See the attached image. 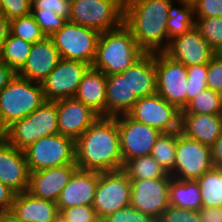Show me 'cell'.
Instances as JSON below:
<instances>
[{
  "label": "cell",
  "mask_w": 222,
  "mask_h": 222,
  "mask_svg": "<svg viewBox=\"0 0 222 222\" xmlns=\"http://www.w3.org/2000/svg\"><path fill=\"white\" fill-rule=\"evenodd\" d=\"M78 169L107 172L123 168L115 117L100 116L76 141Z\"/></svg>",
  "instance_id": "cell-1"
},
{
  "label": "cell",
  "mask_w": 222,
  "mask_h": 222,
  "mask_svg": "<svg viewBox=\"0 0 222 222\" xmlns=\"http://www.w3.org/2000/svg\"><path fill=\"white\" fill-rule=\"evenodd\" d=\"M174 0H125L124 24L145 53L167 48V20Z\"/></svg>",
  "instance_id": "cell-2"
},
{
  "label": "cell",
  "mask_w": 222,
  "mask_h": 222,
  "mask_svg": "<svg viewBox=\"0 0 222 222\" xmlns=\"http://www.w3.org/2000/svg\"><path fill=\"white\" fill-rule=\"evenodd\" d=\"M144 54L131 30L123 23L119 28L100 33L91 67L106 76L120 74Z\"/></svg>",
  "instance_id": "cell-3"
},
{
  "label": "cell",
  "mask_w": 222,
  "mask_h": 222,
  "mask_svg": "<svg viewBox=\"0 0 222 222\" xmlns=\"http://www.w3.org/2000/svg\"><path fill=\"white\" fill-rule=\"evenodd\" d=\"M46 99L41 83L17 74L0 91V134L40 107Z\"/></svg>",
  "instance_id": "cell-4"
},
{
  "label": "cell",
  "mask_w": 222,
  "mask_h": 222,
  "mask_svg": "<svg viewBox=\"0 0 222 222\" xmlns=\"http://www.w3.org/2000/svg\"><path fill=\"white\" fill-rule=\"evenodd\" d=\"M58 133L56 101H46L28 116L15 121L1 135L14 147L24 151L44 136Z\"/></svg>",
  "instance_id": "cell-5"
},
{
  "label": "cell",
  "mask_w": 222,
  "mask_h": 222,
  "mask_svg": "<svg viewBox=\"0 0 222 222\" xmlns=\"http://www.w3.org/2000/svg\"><path fill=\"white\" fill-rule=\"evenodd\" d=\"M125 0H78L71 3L68 21L103 33L124 23Z\"/></svg>",
  "instance_id": "cell-6"
},
{
  "label": "cell",
  "mask_w": 222,
  "mask_h": 222,
  "mask_svg": "<svg viewBox=\"0 0 222 222\" xmlns=\"http://www.w3.org/2000/svg\"><path fill=\"white\" fill-rule=\"evenodd\" d=\"M24 153L29 172L76 163L75 140L59 133L41 137Z\"/></svg>",
  "instance_id": "cell-7"
},
{
  "label": "cell",
  "mask_w": 222,
  "mask_h": 222,
  "mask_svg": "<svg viewBox=\"0 0 222 222\" xmlns=\"http://www.w3.org/2000/svg\"><path fill=\"white\" fill-rule=\"evenodd\" d=\"M100 33L79 24L67 22L54 32L50 38L60 52L61 58L81 61L92 65Z\"/></svg>",
  "instance_id": "cell-8"
},
{
  "label": "cell",
  "mask_w": 222,
  "mask_h": 222,
  "mask_svg": "<svg viewBox=\"0 0 222 222\" xmlns=\"http://www.w3.org/2000/svg\"><path fill=\"white\" fill-rule=\"evenodd\" d=\"M156 93L179 111L187 106V67L164 52H155Z\"/></svg>",
  "instance_id": "cell-9"
},
{
  "label": "cell",
  "mask_w": 222,
  "mask_h": 222,
  "mask_svg": "<svg viewBox=\"0 0 222 222\" xmlns=\"http://www.w3.org/2000/svg\"><path fill=\"white\" fill-rule=\"evenodd\" d=\"M131 204V181L120 169L99 172V178L92 206L102 220L109 214Z\"/></svg>",
  "instance_id": "cell-10"
},
{
  "label": "cell",
  "mask_w": 222,
  "mask_h": 222,
  "mask_svg": "<svg viewBox=\"0 0 222 222\" xmlns=\"http://www.w3.org/2000/svg\"><path fill=\"white\" fill-rule=\"evenodd\" d=\"M213 167L210 146L177 131L175 163L169 174L178 180H196Z\"/></svg>",
  "instance_id": "cell-11"
},
{
  "label": "cell",
  "mask_w": 222,
  "mask_h": 222,
  "mask_svg": "<svg viewBox=\"0 0 222 222\" xmlns=\"http://www.w3.org/2000/svg\"><path fill=\"white\" fill-rule=\"evenodd\" d=\"M180 112L156 93L139 98L128 115L161 133H167L180 131Z\"/></svg>",
  "instance_id": "cell-12"
},
{
  "label": "cell",
  "mask_w": 222,
  "mask_h": 222,
  "mask_svg": "<svg viewBox=\"0 0 222 222\" xmlns=\"http://www.w3.org/2000/svg\"><path fill=\"white\" fill-rule=\"evenodd\" d=\"M123 164L136 157L151 155L161 134L156 128L138 122L128 114L116 116Z\"/></svg>",
  "instance_id": "cell-13"
},
{
  "label": "cell",
  "mask_w": 222,
  "mask_h": 222,
  "mask_svg": "<svg viewBox=\"0 0 222 222\" xmlns=\"http://www.w3.org/2000/svg\"><path fill=\"white\" fill-rule=\"evenodd\" d=\"M172 176L156 179H130L131 181V205L158 220L169 205V185Z\"/></svg>",
  "instance_id": "cell-14"
},
{
  "label": "cell",
  "mask_w": 222,
  "mask_h": 222,
  "mask_svg": "<svg viewBox=\"0 0 222 222\" xmlns=\"http://www.w3.org/2000/svg\"><path fill=\"white\" fill-rule=\"evenodd\" d=\"M89 67L90 65L81 61L61 59L41 83L46 101L74 98Z\"/></svg>",
  "instance_id": "cell-15"
},
{
  "label": "cell",
  "mask_w": 222,
  "mask_h": 222,
  "mask_svg": "<svg viewBox=\"0 0 222 222\" xmlns=\"http://www.w3.org/2000/svg\"><path fill=\"white\" fill-rule=\"evenodd\" d=\"M163 52L186 67L208 64L217 54L195 26L170 41Z\"/></svg>",
  "instance_id": "cell-16"
},
{
  "label": "cell",
  "mask_w": 222,
  "mask_h": 222,
  "mask_svg": "<svg viewBox=\"0 0 222 222\" xmlns=\"http://www.w3.org/2000/svg\"><path fill=\"white\" fill-rule=\"evenodd\" d=\"M58 133L75 141L100 117L75 98L56 101Z\"/></svg>",
  "instance_id": "cell-17"
},
{
  "label": "cell",
  "mask_w": 222,
  "mask_h": 222,
  "mask_svg": "<svg viewBox=\"0 0 222 222\" xmlns=\"http://www.w3.org/2000/svg\"><path fill=\"white\" fill-rule=\"evenodd\" d=\"M29 174L24 151L12 146L0 134V182L19 194L27 191Z\"/></svg>",
  "instance_id": "cell-18"
},
{
  "label": "cell",
  "mask_w": 222,
  "mask_h": 222,
  "mask_svg": "<svg viewBox=\"0 0 222 222\" xmlns=\"http://www.w3.org/2000/svg\"><path fill=\"white\" fill-rule=\"evenodd\" d=\"M77 169V164L72 163L30 172L27 192L35 197L57 202L61 191Z\"/></svg>",
  "instance_id": "cell-19"
},
{
  "label": "cell",
  "mask_w": 222,
  "mask_h": 222,
  "mask_svg": "<svg viewBox=\"0 0 222 222\" xmlns=\"http://www.w3.org/2000/svg\"><path fill=\"white\" fill-rule=\"evenodd\" d=\"M61 59L53 40L45 37L32 44L24 66L16 74L30 81L42 83Z\"/></svg>",
  "instance_id": "cell-20"
},
{
  "label": "cell",
  "mask_w": 222,
  "mask_h": 222,
  "mask_svg": "<svg viewBox=\"0 0 222 222\" xmlns=\"http://www.w3.org/2000/svg\"><path fill=\"white\" fill-rule=\"evenodd\" d=\"M99 178L98 171L77 169L57 200L58 209L92 205Z\"/></svg>",
  "instance_id": "cell-21"
},
{
  "label": "cell",
  "mask_w": 222,
  "mask_h": 222,
  "mask_svg": "<svg viewBox=\"0 0 222 222\" xmlns=\"http://www.w3.org/2000/svg\"><path fill=\"white\" fill-rule=\"evenodd\" d=\"M10 213L23 222H52L59 210L56 202L25 191L15 195Z\"/></svg>",
  "instance_id": "cell-22"
},
{
  "label": "cell",
  "mask_w": 222,
  "mask_h": 222,
  "mask_svg": "<svg viewBox=\"0 0 222 222\" xmlns=\"http://www.w3.org/2000/svg\"><path fill=\"white\" fill-rule=\"evenodd\" d=\"M180 133L211 146L222 134V115L180 114Z\"/></svg>",
  "instance_id": "cell-23"
},
{
  "label": "cell",
  "mask_w": 222,
  "mask_h": 222,
  "mask_svg": "<svg viewBox=\"0 0 222 222\" xmlns=\"http://www.w3.org/2000/svg\"><path fill=\"white\" fill-rule=\"evenodd\" d=\"M106 75L91 66L84 73L74 96L99 116L106 117Z\"/></svg>",
  "instance_id": "cell-24"
},
{
  "label": "cell",
  "mask_w": 222,
  "mask_h": 222,
  "mask_svg": "<svg viewBox=\"0 0 222 222\" xmlns=\"http://www.w3.org/2000/svg\"><path fill=\"white\" fill-rule=\"evenodd\" d=\"M120 74L127 75L130 90L138 98L156 94L155 53H145L138 61Z\"/></svg>",
  "instance_id": "cell-25"
},
{
  "label": "cell",
  "mask_w": 222,
  "mask_h": 222,
  "mask_svg": "<svg viewBox=\"0 0 222 222\" xmlns=\"http://www.w3.org/2000/svg\"><path fill=\"white\" fill-rule=\"evenodd\" d=\"M106 79V117L128 114L139 98L131 92L127 75H107Z\"/></svg>",
  "instance_id": "cell-26"
},
{
  "label": "cell",
  "mask_w": 222,
  "mask_h": 222,
  "mask_svg": "<svg viewBox=\"0 0 222 222\" xmlns=\"http://www.w3.org/2000/svg\"><path fill=\"white\" fill-rule=\"evenodd\" d=\"M169 205L187 210L199 211L202 205V193L196 180H178L171 178L169 185Z\"/></svg>",
  "instance_id": "cell-27"
},
{
  "label": "cell",
  "mask_w": 222,
  "mask_h": 222,
  "mask_svg": "<svg viewBox=\"0 0 222 222\" xmlns=\"http://www.w3.org/2000/svg\"><path fill=\"white\" fill-rule=\"evenodd\" d=\"M167 46L170 41L195 26L193 4L189 0H174L168 10Z\"/></svg>",
  "instance_id": "cell-28"
},
{
  "label": "cell",
  "mask_w": 222,
  "mask_h": 222,
  "mask_svg": "<svg viewBox=\"0 0 222 222\" xmlns=\"http://www.w3.org/2000/svg\"><path fill=\"white\" fill-rule=\"evenodd\" d=\"M204 207H222V167L214 166L196 179Z\"/></svg>",
  "instance_id": "cell-29"
},
{
  "label": "cell",
  "mask_w": 222,
  "mask_h": 222,
  "mask_svg": "<svg viewBox=\"0 0 222 222\" xmlns=\"http://www.w3.org/2000/svg\"><path fill=\"white\" fill-rule=\"evenodd\" d=\"M32 44L8 33L0 52V60L17 73L25 64Z\"/></svg>",
  "instance_id": "cell-30"
},
{
  "label": "cell",
  "mask_w": 222,
  "mask_h": 222,
  "mask_svg": "<svg viewBox=\"0 0 222 222\" xmlns=\"http://www.w3.org/2000/svg\"><path fill=\"white\" fill-rule=\"evenodd\" d=\"M122 170L129 179H156L168 174L151 155L136 157L126 161Z\"/></svg>",
  "instance_id": "cell-31"
},
{
  "label": "cell",
  "mask_w": 222,
  "mask_h": 222,
  "mask_svg": "<svg viewBox=\"0 0 222 222\" xmlns=\"http://www.w3.org/2000/svg\"><path fill=\"white\" fill-rule=\"evenodd\" d=\"M180 114L222 115V96L207 88L189 101Z\"/></svg>",
  "instance_id": "cell-32"
},
{
  "label": "cell",
  "mask_w": 222,
  "mask_h": 222,
  "mask_svg": "<svg viewBox=\"0 0 222 222\" xmlns=\"http://www.w3.org/2000/svg\"><path fill=\"white\" fill-rule=\"evenodd\" d=\"M176 144L177 131L161 133L151 151L153 159L157 161L167 173H170L174 168Z\"/></svg>",
  "instance_id": "cell-33"
},
{
  "label": "cell",
  "mask_w": 222,
  "mask_h": 222,
  "mask_svg": "<svg viewBox=\"0 0 222 222\" xmlns=\"http://www.w3.org/2000/svg\"><path fill=\"white\" fill-rule=\"evenodd\" d=\"M10 33L31 44L39 42L46 37L32 13L11 20Z\"/></svg>",
  "instance_id": "cell-34"
},
{
  "label": "cell",
  "mask_w": 222,
  "mask_h": 222,
  "mask_svg": "<svg viewBox=\"0 0 222 222\" xmlns=\"http://www.w3.org/2000/svg\"><path fill=\"white\" fill-rule=\"evenodd\" d=\"M195 27L208 45L217 53H222V17L195 18Z\"/></svg>",
  "instance_id": "cell-35"
},
{
  "label": "cell",
  "mask_w": 222,
  "mask_h": 222,
  "mask_svg": "<svg viewBox=\"0 0 222 222\" xmlns=\"http://www.w3.org/2000/svg\"><path fill=\"white\" fill-rule=\"evenodd\" d=\"M188 89L187 104L198 93L207 89V64L191 65L187 67Z\"/></svg>",
  "instance_id": "cell-36"
},
{
  "label": "cell",
  "mask_w": 222,
  "mask_h": 222,
  "mask_svg": "<svg viewBox=\"0 0 222 222\" xmlns=\"http://www.w3.org/2000/svg\"><path fill=\"white\" fill-rule=\"evenodd\" d=\"M31 13L46 37H50L54 32L60 30L67 22L66 18L57 15L51 10L32 9Z\"/></svg>",
  "instance_id": "cell-37"
},
{
  "label": "cell",
  "mask_w": 222,
  "mask_h": 222,
  "mask_svg": "<svg viewBox=\"0 0 222 222\" xmlns=\"http://www.w3.org/2000/svg\"><path fill=\"white\" fill-rule=\"evenodd\" d=\"M101 222H156L152 217L135 209L131 204L109 214Z\"/></svg>",
  "instance_id": "cell-38"
},
{
  "label": "cell",
  "mask_w": 222,
  "mask_h": 222,
  "mask_svg": "<svg viewBox=\"0 0 222 222\" xmlns=\"http://www.w3.org/2000/svg\"><path fill=\"white\" fill-rule=\"evenodd\" d=\"M58 210L68 222H101L92 205L74 206Z\"/></svg>",
  "instance_id": "cell-39"
},
{
  "label": "cell",
  "mask_w": 222,
  "mask_h": 222,
  "mask_svg": "<svg viewBox=\"0 0 222 222\" xmlns=\"http://www.w3.org/2000/svg\"><path fill=\"white\" fill-rule=\"evenodd\" d=\"M156 222H202L199 212L169 206Z\"/></svg>",
  "instance_id": "cell-40"
},
{
  "label": "cell",
  "mask_w": 222,
  "mask_h": 222,
  "mask_svg": "<svg viewBox=\"0 0 222 222\" xmlns=\"http://www.w3.org/2000/svg\"><path fill=\"white\" fill-rule=\"evenodd\" d=\"M194 19L222 17V0H192Z\"/></svg>",
  "instance_id": "cell-41"
},
{
  "label": "cell",
  "mask_w": 222,
  "mask_h": 222,
  "mask_svg": "<svg viewBox=\"0 0 222 222\" xmlns=\"http://www.w3.org/2000/svg\"><path fill=\"white\" fill-rule=\"evenodd\" d=\"M207 88L222 92V53L216 54L207 64Z\"/></svg>",
  "instance_id": "cell-42"
},
{
  "label": "cell",
  "mask_w": 222,
  "mask_h": 222,
  "mask_svg": "<svg viewBox=\"0 0 222 222\" xmlns=\"http://www.w3.org/2000/svg\"><path fill=\"white\" fill-rule=\"evenodd\" d=\"M32 0H1L3 14L9 21L31 13Z\"/></svg>",
  "instance_id": "cell-43"
},
{
  "label": "cell",
  "mask_w": 222,
  "mask_h": 222,
  "mask_svg": "<svg viewBox=\"0 0 222 222\" xmlns=\"http://www.w3.org/2000/svg\"><path fill=\"white\" fill-rule=\"evenodd\" d=\"M32 9H47L53 11L67 20L70 17L71 4L67 0H32Z\"/></svg>",
  "instance_id": "cell-44"
},
{
  "label": "cell",
  "mask_w": 222,
  "mask_h": 222,
  "mask_svg": "<svg viewBox=\"0 0 222 222\" xmlns=\"http://www.w3.org/2000/svg\"><path fill=\"white\" fill-rule=\"evenodd\" d=\"M16 193L0 182V212H10Z\"/></svg>",
  "instance_id": "cell-45"
},
{
  "label": "cell",
  "mask_w": 222,
  "mask_h": 222,
  "mask_svg": "<svg viewBox=\"0 0 222 222\" xmlns=\"http://www.w3.org/2000/svg\"><path fill=\"white\" fill-rule=\"evenodd\" d=\"M202 222H222V207H204L198 211Z\"/></svg>",
  "instance_id": "cell-46"
},
{
  "label": "cell",
  "mask_w": 222,
  "mask_h": 222,
  "mask_svg": "<svg viewBox=\"0 0 222 222\" xmlns=\"http://www.w3.org/2000/svg\"><path fill=\"white\" fill-rule=\"evenodd\" d=\"M214 166L222 167V134L210 146Z\"/></svg>",
  "instance_id": "cell-47"
},
{
  "label": "cell",
  "mask_w": 222,
  "mask_h": 222,
  "mask_svg": "<svg viewBox=\"0 0 222 222\" xmlns=\"http://www.w3.org/2000/svg\"><path fill=\"white\" fill-rule=\"evenodd\" d=\"M15 74L10 67L0 60V91L10 82Z\"/></svg>",
  "instance_id": "cell-48"
},
{
  "label": "cell",
  "mask_w": 222,
  "mask_h": 222,
  "mask_svg": "<svg viewBox=\"0 0 222 222\" xmlns=\"http://www.w3.org/2000/svg\"><path fill=\"white\" fill-rule=\"evenodd\" d=\"M9 32H10V21L3 13H0V52L2 50L4 41L7 38Z\"/></svg>",
  "instance_id": "cell-49"
},
{
  "label": "cell",
  "mask_w": 222,
  "mask_h": 222,
  "mask_svg": "<svg viewBox=\"0 0 222 222\" xmlns=\"http://www.w3.org/2000/svg\"><path fill=\"white\" fill-rule=\"evenodd\" d=\"M0 222H23V221L18 220L10 212H0Z\"/></svg>",
  "instance_id": "cell-50"
},
{
  "label": "cell",
  "mask_w": 222,
  "mask_h": 222,
  "mask_svg": "<svg viewBox=\"0 0 222 222\" xmlns=\"http://www.w3.org/2000/svg\"><path fill=\"white\" fill-rule=\"evenodd\" d=\"M52 222H68L67 219L59 212Z\"/></svg>",
  "instance_id": "cell-51"
},
{
  "label": "cell",
  "mask_w": 222,
  "mask_h": 222,
  "mask_svg": "<svg viewBox=\"0 0 222 222\" xmlns=\"http://www.w3.org/2000/svg\"><path fill=\"white\" fill-rule=\"evenodd\" d=\"M0 13H3L1 0H0Z\"/></svg>",
  "instance_id": "cell-52"
},
{
  "label": "cell",
  "mask_w": 222,
  "mask_h": 222,
  "mask_svg": "<svg viewBox=\"0 0 222 222\" xmlns=\"http://www.w3.org/2000/svg\"><path fill=\"white\" fill-rule=\"evenodd\" d=\"M70 4L78 0H67Z\"/></svg>",
  "instance_id": "cell-53"
}]
</instances>
